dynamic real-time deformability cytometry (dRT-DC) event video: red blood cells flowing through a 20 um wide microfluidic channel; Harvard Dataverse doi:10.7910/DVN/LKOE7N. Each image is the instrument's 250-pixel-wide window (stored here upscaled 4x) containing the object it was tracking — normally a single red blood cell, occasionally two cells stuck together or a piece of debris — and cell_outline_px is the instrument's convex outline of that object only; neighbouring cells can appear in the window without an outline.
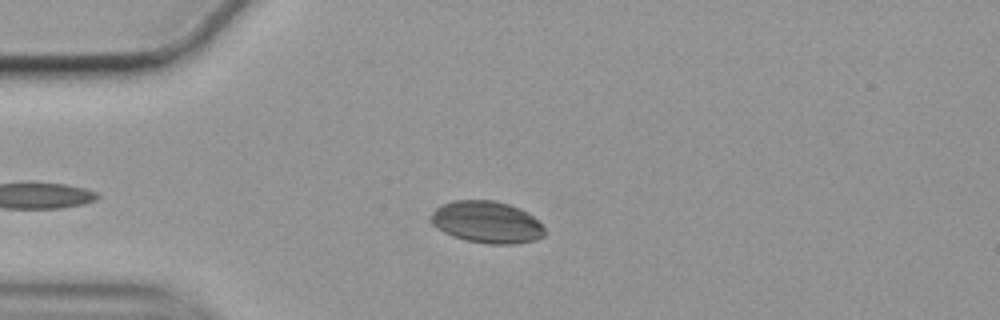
{"species": "common noctule bat (a hibernating species)", "species_latin": "Nyctalus noctula", "temperature_condition": "cold", "stored_images_in_passage": 41, "camera_frame_rate_fps": 3000, "um_per_image_px": 0.085, "animal": {"sex": "female", "body_mass_g": 19.9}, "frame": {"image": 1, "passage_image": 2, "time_ms": 0.333, "image_size_px": [1000, 320], "cell_outline_px": [[548, 232], [544, 236], [536, 240], [512, 244], [488, 244], [464, 240], [452, 236], [436, 228], [428, 220], [432, 212], [440, 204], [452, 200], [492, 200], [508, 204], [520, 208], [528, 212]], "centroid_in_image_um": [41.35, 18.88], "position_along_channel_um": 43.7, "area_um2": 28.15}}
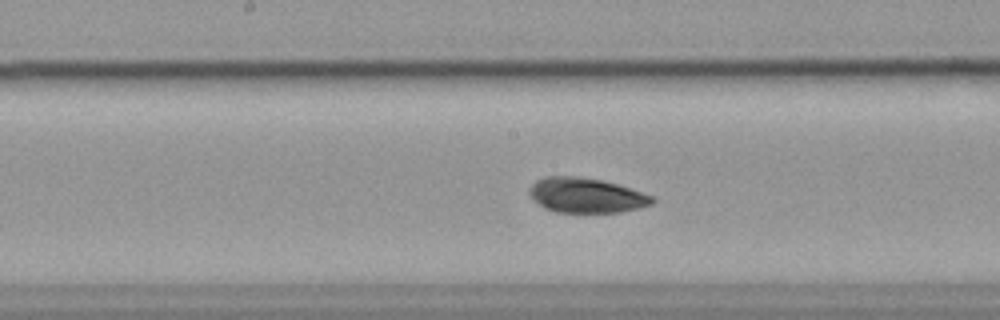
{"frame": {"image": 2, "passage_image": 17, "time_ms": 5.333, "image_size_px": [1000, 320], "cell_outline_px": [[656, 200], [652, 204], [640, 208], [620, 212], [556, 212], [544, 208], [532, 200], [528, 192], [528, 188], [536, 180], [544, 176], [580, 176], [604, 180], [652, 196]], "centroid_in_image_um": [49.77, 16.6], "position_along_channel_um": 198.4, "area_um2": 25.14}}
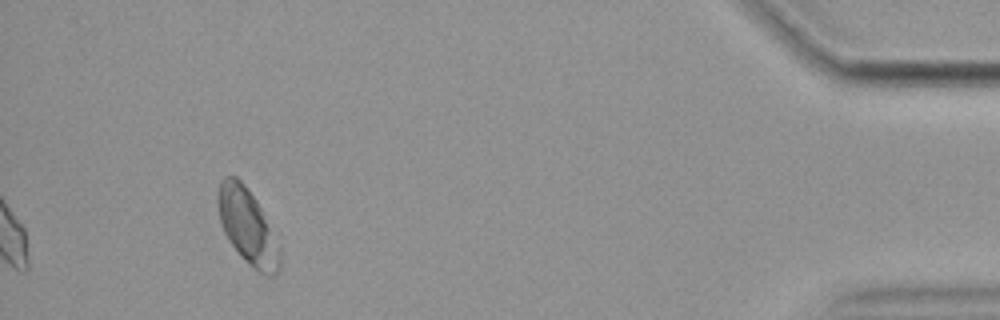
{"frame": {"image": 3, "passage_image": 41, "time_ms": 13.333, "image_size_px": [1000, 320], "cell_outline_px": [[280, 268], [272, 276], [264, 276], [228, 240], [224, 232], [220, 220], [216, 204], [216, 196], [220, 180], [224, 176], [236, 176], [244, 184], [256, 200], [280, 248]], "centroid_in_image_um": [21.0, 19.19], "position_along_channel_um": 414.2, "area_um2": 26.53}, "authors_computed_cell_mechanics": {"area_um2": 25.6054, "velocity_mm_per_s": 3.5126, "shape_relaxation_time_tau1_ms": null, "shape_relaxation_time_tau2_ms": 7.3956, "deformation_change_tau1": null, "deformation_change_tau2": 0.0647}}